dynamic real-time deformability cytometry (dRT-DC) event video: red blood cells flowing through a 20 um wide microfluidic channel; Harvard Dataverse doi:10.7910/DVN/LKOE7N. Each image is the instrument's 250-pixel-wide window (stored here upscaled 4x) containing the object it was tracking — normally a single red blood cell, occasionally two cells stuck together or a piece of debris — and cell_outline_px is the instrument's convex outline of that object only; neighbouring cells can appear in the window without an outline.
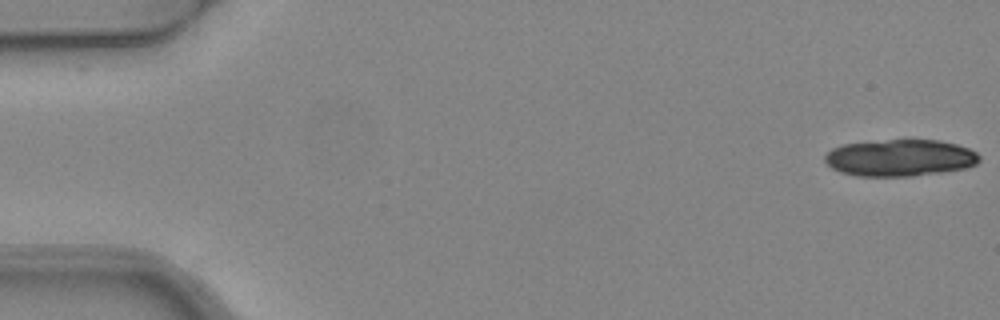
{"species": "common noctule bat (a hibernating species)", "species_latin": "Nyctalus noctula", "temperature_condition": "warm", "stored_images_in_passage": 6, "segment_of_instrument_passage": [1, 2], "camera_frame_rate_fps": 3000, "um_per_image_px": 0.085, "animal": {"sex": "female", "body_mass_g": 24.6, "forearm_length_mm": 56.2}, "frame": {"image": 1, "passage_image": 1, "time_ms": 0.0, "image_size_px": [1000, 320], "cell_outline_px": [[980, 160], [976, 164], [964, 168], [940, 172], [912, 176], [856, 176], [840, 172], [832, 168], [824, 160], [824, 156], [832, 148], [840, 144], [888, 140], [940, 140], [956, 144], [968, 148], [976, 152], [980, 156]], "centroid_in_image_um": [76.48, 13.41], "position_along_channel_um": 8.5, "area_um2": 33.12}}